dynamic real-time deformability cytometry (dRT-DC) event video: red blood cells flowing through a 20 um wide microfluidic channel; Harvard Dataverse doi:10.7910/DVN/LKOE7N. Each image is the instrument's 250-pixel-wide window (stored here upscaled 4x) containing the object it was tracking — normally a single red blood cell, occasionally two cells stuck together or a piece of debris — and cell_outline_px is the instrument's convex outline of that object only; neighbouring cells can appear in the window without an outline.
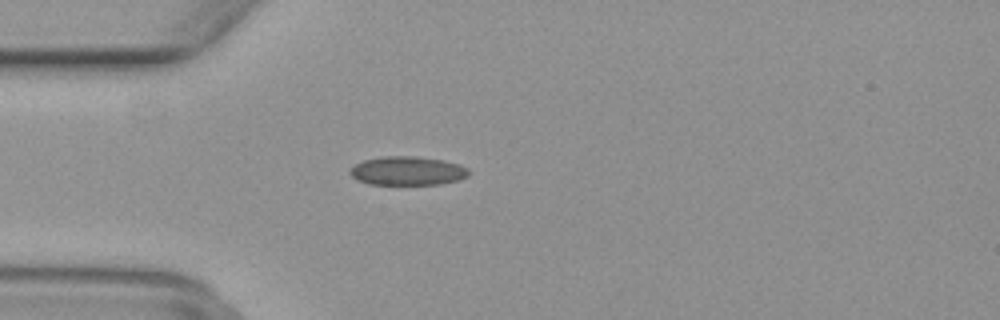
{"species": "common noctule bat (a hibernating species)", "species_latin": "Nyctalus noctula", "temperature_condition": "warm", "stored_images_in_passage": 39, "camera_frame_rate_fps": 3000, "um_per_image_px": 0.085, "animal": {"sex": "female", "body_mass_g": 29.2, "forearm_length_mm": 56.3}, "frame": {"image": 1, "passage_image": 3, "time_ms": 0.667, "image_size_px": [1000, 320], "cell_outline_px": [[468, 176], [460, 180], [440, 184], [368, 184], [356, 180], [348, 172], [356, 164], [364, 160], [380, 156], [416, 156], [444, 160], [460, 164], [468, 168]], "centroid_in_image_um": [34.65, 14.52], "position_along_channel_um": 50.4, "area_um2": 20.06}}
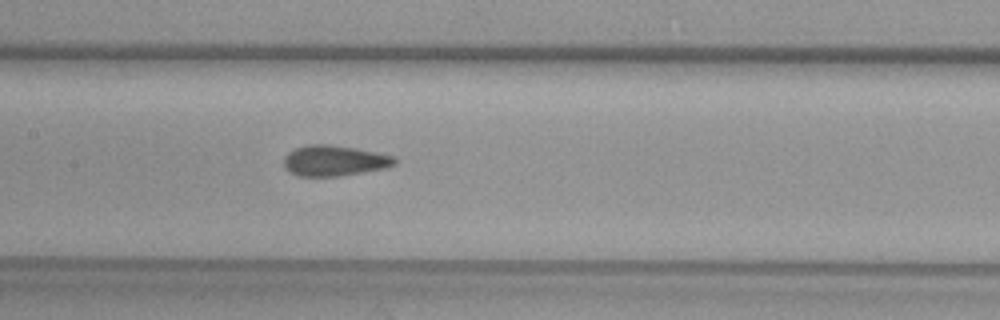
{"frame": {"image": 2, "passage_image": 13, "time_ms": 4.0, "image_size_px": [1000, 320], "cell_outline_px": [[396, 164], [388, 168], [340, 176], [300, 176], [288, 172], [284, 168], [284, 156], [288, 152], [296, 148], [308, 144], [328, 144], [356, 148], [396, 156]], "centroid_in_image_um": [28.43, 13.66], "position_along_channel_um": 179.0, "area_um2": 20.06}}
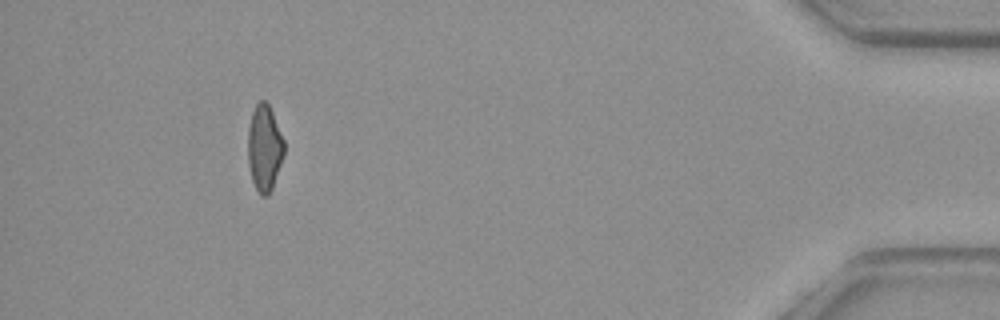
{"frame": {"image": 3, "passage_image": 35, "time_ms": 11.333, "image_size_px": [1000, 320], "cell_outline_px": [[284, 152], [272, 188], [268, 196], [260, 196], [252, 180], [248, 164], [248, 128], [252, 112], [256, 104], [260, 100], [264, 100], [268, 104], [272, 112], [284, 140]], "centroid_in_image_um": [22.46, 12.58], "position_along_channel_um": 412.7, "area_um2": 18.03}}